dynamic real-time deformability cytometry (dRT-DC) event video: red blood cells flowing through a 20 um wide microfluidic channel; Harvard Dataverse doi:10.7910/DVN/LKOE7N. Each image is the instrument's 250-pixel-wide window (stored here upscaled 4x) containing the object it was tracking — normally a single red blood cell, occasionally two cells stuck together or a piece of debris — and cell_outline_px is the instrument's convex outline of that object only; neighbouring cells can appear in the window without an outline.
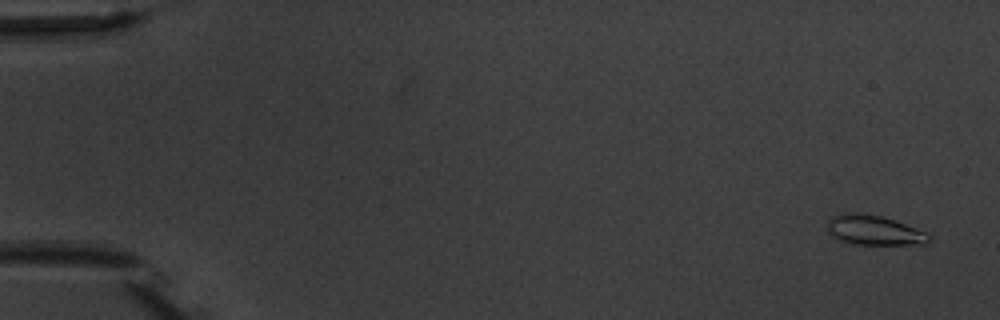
{"species": "common noctule bat (a hibernating species)", "species_latin": "Nyctalus noctula", "temperature_condition": "warm", "stored_images_in_passage": 4, "camera_frame_rate_fps": 3000, "um_per_image_px": 0.085, "animal": {"sex": "male", "body_mass_g": 20.1, "forearm_length_mm": 53.5}, "frame": {"image": 1, "passage_image": 1, "time_ms": 0.0, "image_size_px": [1000, 320], "cell_outline_px": [[932, 240], [924, 244], [856, 244], [840, 240], [832, 236], [828, 232], [828, 220], [832, 216], [848, 212], [856, 212], [880, 216], [904, 224], [924, 232], [932, 236]], "centroid_in_image_um": [74.27, 19.57], "position_along_channel_um": 10.7, "area_um2": 17.34}}